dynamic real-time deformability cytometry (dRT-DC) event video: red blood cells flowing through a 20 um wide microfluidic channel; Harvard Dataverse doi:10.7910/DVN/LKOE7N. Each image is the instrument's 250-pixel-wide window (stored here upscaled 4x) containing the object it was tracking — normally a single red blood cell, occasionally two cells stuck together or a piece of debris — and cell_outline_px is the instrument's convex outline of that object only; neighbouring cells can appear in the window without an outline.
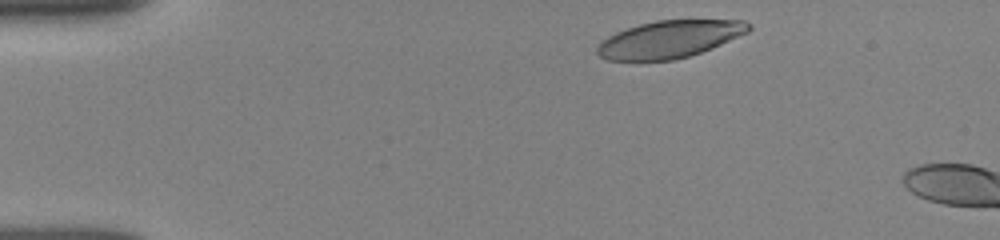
{"species": "human", "species_latin": "Homo sapiens", "temperature_condition": "room temperature", "stored_images_in_passage": 2, "camera_frame_rate_fps": 3000, "um_per_image_px": 0.085, "donor": {"sex": "female"}, "frame": {"image": 1, "passage_image": 1, "time_ms": 0.0, "image_size_px": [1000, 240], "cell_outline_px": [[752, 28], [748, 32], [712, 48], [688, 56], [672, 60], [608, 60], [600, 56], [596, 52], [596, 48], [608, 36], [616, 32], [640, 24], [656, 20], [744, 20], [752, 24]], "centroid_in_image_um": [56.94, 3.32], "position_along_channel_um": 28.1, "area_um2": 32.66}}